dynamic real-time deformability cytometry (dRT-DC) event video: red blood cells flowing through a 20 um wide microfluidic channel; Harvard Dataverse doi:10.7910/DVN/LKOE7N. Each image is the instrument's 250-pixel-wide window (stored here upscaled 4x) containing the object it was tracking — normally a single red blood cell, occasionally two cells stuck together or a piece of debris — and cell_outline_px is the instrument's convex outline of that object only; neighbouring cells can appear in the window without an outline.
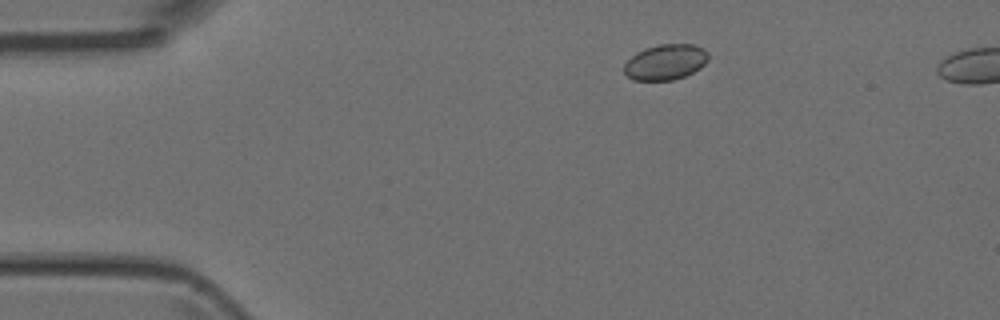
{"species": "Egyptian fruit bat (a non-hibernating species)", "species_latin": "Rousettus aegyptiacus", "temperature_condition": "room temperature", "stored_images_in_passage": 4, "camera_frame_rate_fps": 3000, "um_per_image_px": 0.085, "animal": {"sex": "female"}, "frame": {"image": 1, "passage_image": 2, "time_ms": 1.333, "image_size_px": [1000, 320], "cell_outline_px": [[708, 60], [700, 68], [684, 76], [672, 80], [632, 80], [624, 72], [624, 64], [636, 52], [644, 48], [660, 44], [692, 44], [704, 48], [708, 52]], "centroid_in_image_um": [56.57, 5.27], "position_along_channel_um": 28.4, "area_um2": 17.46}}